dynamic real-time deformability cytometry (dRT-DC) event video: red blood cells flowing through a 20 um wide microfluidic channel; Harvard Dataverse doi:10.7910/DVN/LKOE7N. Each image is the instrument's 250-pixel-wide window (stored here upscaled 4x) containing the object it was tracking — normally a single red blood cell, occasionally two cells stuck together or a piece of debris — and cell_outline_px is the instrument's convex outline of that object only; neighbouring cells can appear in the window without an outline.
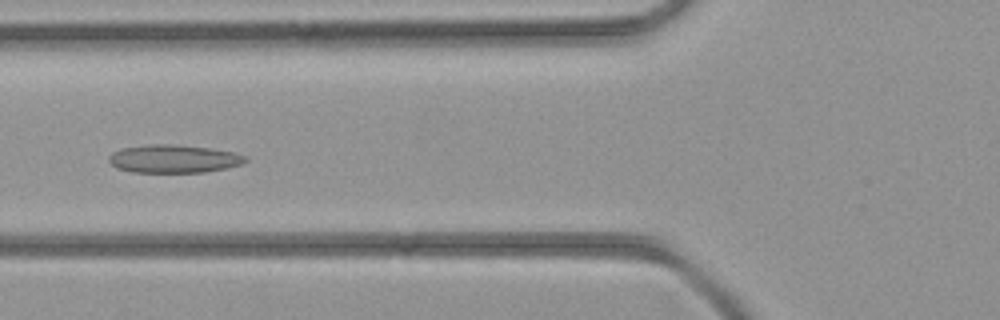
{"species": "common noctule bat (a hibernating species)", "species_latin": "Nyctalus noctula", "temperature_condition": "room temperature", "stored_images_in_passage": 33, "camera_frame_rate_fps": 3000, "um_per_image_px": 0.085, "animal": {"sex": "female", "body_mass_g": 21.9}, "frame": {"image": 1, "passage_image": 6, "time_ms": 1.667, "image_size_px": [1000, 320], "cell_outline_px": [[248, 160], [240, 164], [224, 168], [204, 172], [132, 172], [116, 168], [108, 160], [108, 156], [112, 152], [120, 148], [152, 144], [172, 144], [208, 148], [232, 152], [248, 156]], "centroid_in_image_um": [14.72, 13.49], "position_along_channel_um": 111.1, "area_um2": 22.25}}
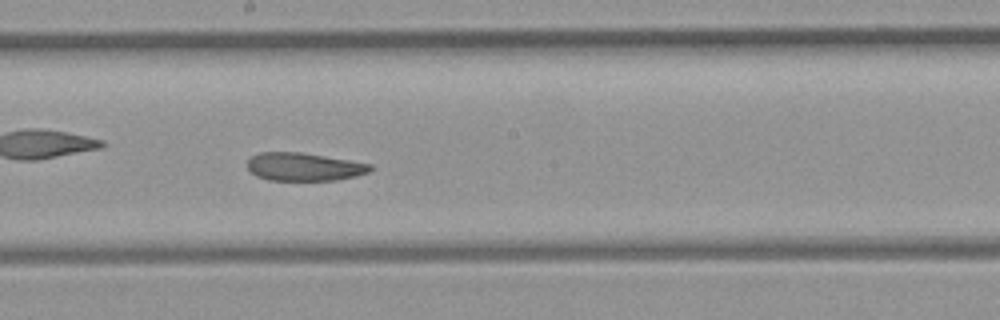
{"frame": {"image": 2, "passage_image": 13, "time_ms": 4.0, "image_size_px": [1000, 320], "cell_outline_px": [[372, 168], [368, 172], [336, 180], [268, 180], [256, 176], [248, 168], [248, 160], [252, 156], [260, 152], [300, 152], [372, 164]], "centroid_in_image_um": [25.8, 14.17], "position_along_channel_um": 222.4, "area_um2": 19.83}}
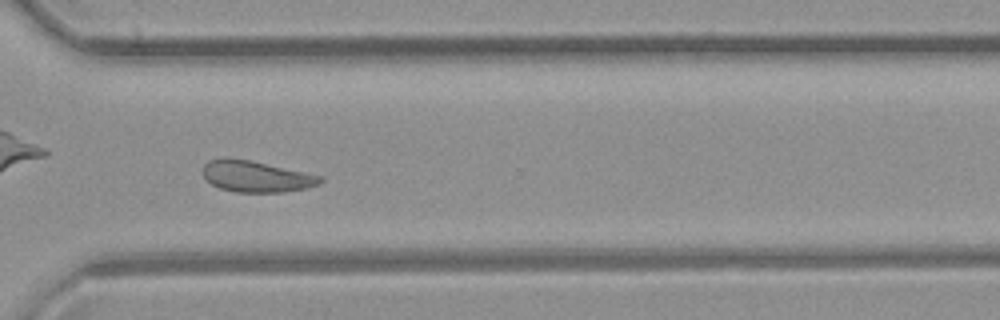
{"frame": {"image": 3, "passage_image": 21, "time_ms": 6.667, "image_size_px": [1000, 320], "cell_outline_px": [[324, 180], [320, 184], [308, 188], [284, 192], [236, 192], [220, 188], [212, 184], [204, 176], [204, 164], [208, 160], [224, 156], [248, 160], [324, 176]], "centroid_in_image_um": [21.8, 14.99], "position_along_channel_um": 348.8, "area_um2": 21.44}}